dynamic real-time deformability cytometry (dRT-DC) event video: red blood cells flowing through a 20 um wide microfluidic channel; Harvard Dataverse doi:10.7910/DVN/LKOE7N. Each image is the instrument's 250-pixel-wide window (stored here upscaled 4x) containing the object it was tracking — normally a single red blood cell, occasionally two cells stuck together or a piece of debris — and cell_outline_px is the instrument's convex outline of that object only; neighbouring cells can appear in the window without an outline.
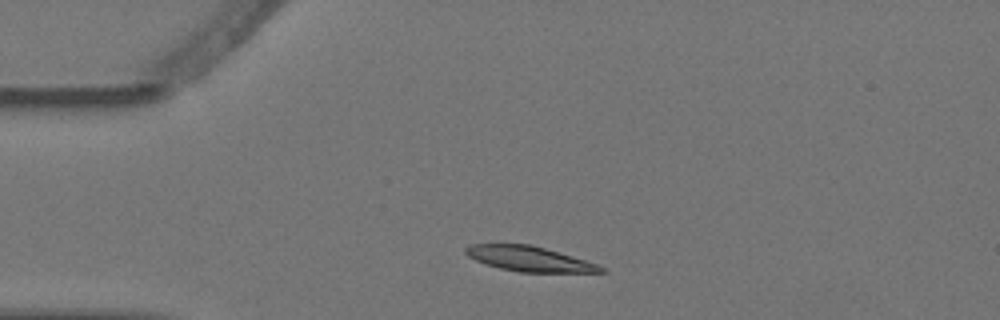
{"species": "Egyptian fruit bat (a non-hibernating species)", "species_latin": "Rousettus aegyptiacus", "temperature_condition": "warm", "stored_images_in_passage": 2, "camera_frame_rate_fps": 3000, "um_per_image_px": 0.085, "animal": {"sex": "female"}, "frame": {"image": 1, "passage_image": 1, "time_ms": 0.0, "image_size_px": [1000, 320], "cell_outline_px": [[608, 272], [520, 272], [500, 268], [476, 260], [468, 256], [464, 252], [464, 248], [472, 244], [532, 244], [584, 260], [596, 264], [604, 268]], "centroid_in_image_um": [44.96, 21.99], "position_along_channel_um": 40.0, "area_um2": 19.42}}